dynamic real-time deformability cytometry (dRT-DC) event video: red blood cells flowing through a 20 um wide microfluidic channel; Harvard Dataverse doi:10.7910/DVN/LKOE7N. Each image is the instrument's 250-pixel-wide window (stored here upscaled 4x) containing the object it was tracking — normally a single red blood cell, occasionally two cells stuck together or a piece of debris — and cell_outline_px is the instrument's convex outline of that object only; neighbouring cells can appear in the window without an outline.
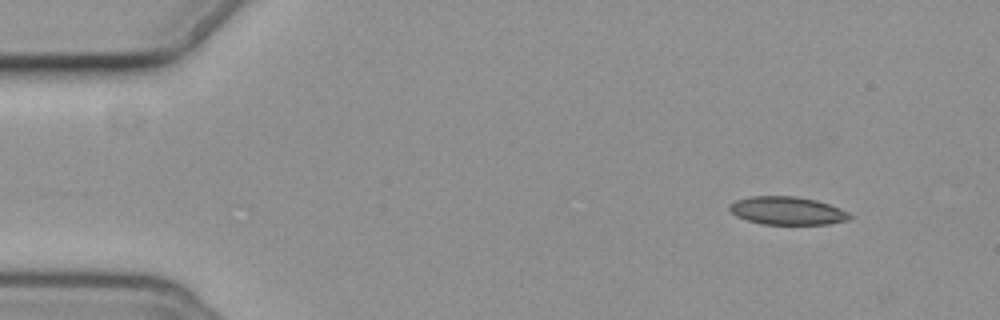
{"species": "common noctule bat (a hibernating species)", "species_latin": "Nyctalus noctula", "temperature_condition": "cold", "stored_images_in_passage": 4, "camera_frame_rate_fps": 3000, "um_per_image_px": 0.085, "animal": {"sex": "female", "body_mass_g": 19.3, "forearm_length_mm": 54.1}, "frame": {"image": 1, "passage_image": 1, "time_ms": 0.0, "image_size_px": [1000, 320], "cell_outline_px": [[852, 216], [848, 220], [828, 224], [764, 224], [748, 220], [736, 216], [728, 208], [736, 200], [752, 196], [796, 196], [816, 200], [840, 208], [848, 212]], "centroid_in_image_um": [66.94, 17.91], "position_along_channel_um": 18.1, "area_um2": 19.48}}
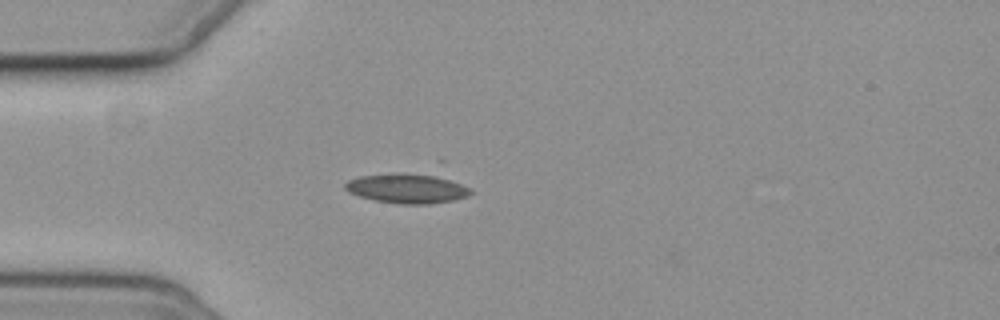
{"frame": {"image": 2, "passage_image": 4, "time_ms": 3.333, "image_size_px": [1000, 320], "cell_outline_px": [[472, 192], [468, 196], [452, 200], [428, 204], [400, 204], [376, 200], [360, 196], [348, 192], [344, 188], [344, 184], [348, 180], [360, 176], [392, 172], [396, 172], [440, 176], [460, 184], [468, 188]], "centroid_in_image_um": [34.55, 16.0], "position_along_channel_um": 50.5, "area_um2": 21.56}}